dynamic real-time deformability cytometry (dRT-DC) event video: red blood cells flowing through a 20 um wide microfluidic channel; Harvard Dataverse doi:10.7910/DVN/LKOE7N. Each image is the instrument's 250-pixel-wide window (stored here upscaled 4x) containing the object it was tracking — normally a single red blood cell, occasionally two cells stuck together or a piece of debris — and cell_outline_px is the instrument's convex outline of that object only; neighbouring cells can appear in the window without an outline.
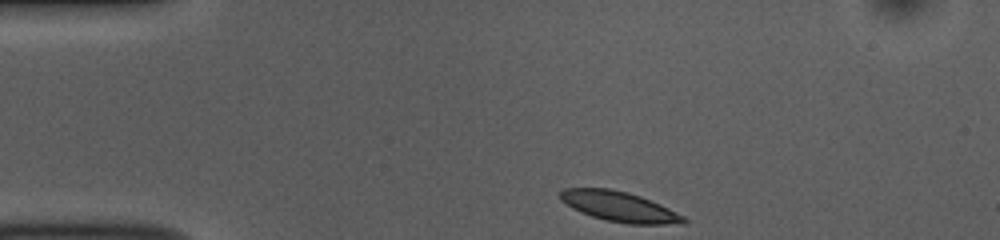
{"species": "common noctule bat (a hibernating species)", "species_latin": "Nyctalus noctula", "temperature_condition": "room temperature", "stored_images_in_passage": 38, "camera_frame_rate_fps": 3000, "um_per_image_px": 0.085, "animal": {"sex": "female", "body_mass_g": 10.0, "forearm_length_mm": 53.1}, "frame": {"image": 1, "passage_image": 1, "time_ms": 0.0, "image_size_px": [1000, 240], "cell_outline_px": [[688, 220], [684, 224], [628, 224], [604, 220], [580, 212], [572, 208], [560, 200], [560, 192], [564, 188], [608, 188], [628, 192], [640, 196], [660, 204], [684, 216]], "centroid_in_image_um": [52.64, 17.56], "position_along_channel_um": 32.4, "area_um2": 21.68}}
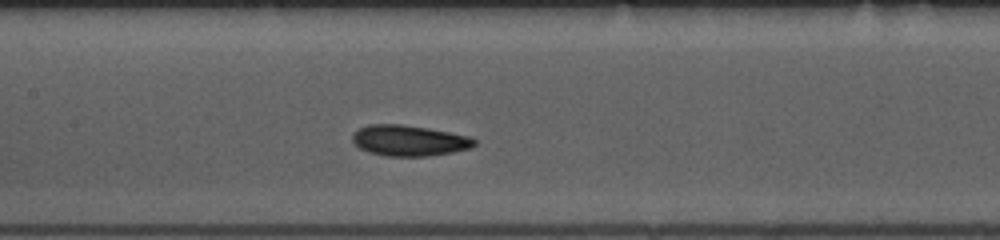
{"frame": {"image": 2, "passage_image": 16, "time_ms": 5.0, "image_size_px": [1000, 240], "cell_outline_px": [[476, 144], [468, 148], [452, 152], [428, 156], [388, 156], [368, 152], [360, 148], [352, 140], [352, 132], [368, 124], [400, 124], [428, 128], [468, 136], [476, 140]], "centroid_in_image_um": [34.74, 11.94], "position_along_channel_um": 172.7, "area_um2": 21.73}}
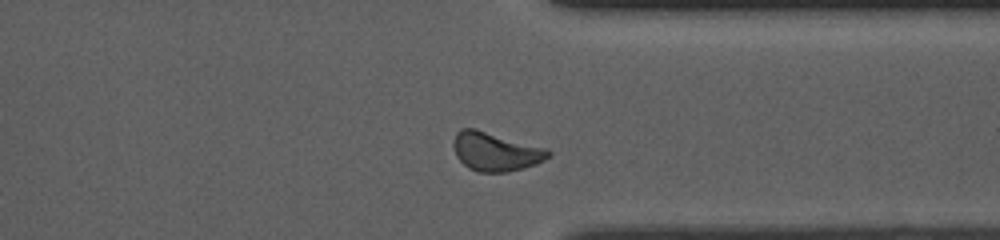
{"frame": {"image": 3, "passage_image": 32, "time_ms": 10.333, "image_size_px": [1000, 240], "cell_outline_px": [[552, 156], [536, 164], [524, 168], [508, 172], [476, 172], [468, 168], [456, 156], [452, 144], [452, 140], [456, 132], [460, 128], [476, 128], [548, 148], [552, 152]], "centroid_in_image_um": [42.13, 12.87], "position_along_channel_um": 369.3, "area_um2": 21.91}, "authors_computed_cell_mechanics": {"area_um2": 21.3282, "velocity_mm_per_s": 3.7138, "shape_relaxation_time_tau1_ms": 1.4409, "shape_relaxation_time_tau2_ms": 6.9554, "deformation_change_tau1": 0.1018, "deformation_change_tau2": 0.1125}}